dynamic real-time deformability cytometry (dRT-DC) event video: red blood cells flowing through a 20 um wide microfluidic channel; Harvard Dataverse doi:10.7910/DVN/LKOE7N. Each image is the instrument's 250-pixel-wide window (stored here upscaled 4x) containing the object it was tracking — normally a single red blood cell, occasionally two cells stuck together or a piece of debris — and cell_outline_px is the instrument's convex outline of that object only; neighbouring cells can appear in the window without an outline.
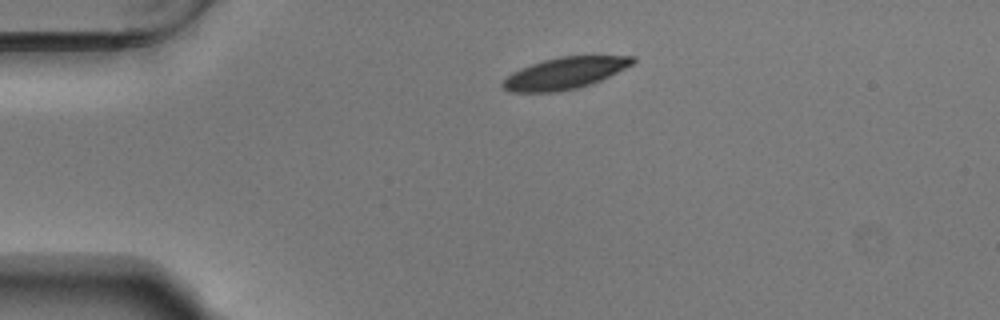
{"species": "Egyptian fruit bat (a non-hibernating species)", "species_latin": "Rousettus aegyptiacus", "temperature_condition": "warm", "stored_images_in_passage": 44, "camera_frame_rate_fps": 3000, "um_per_image_px": 0.085, "animal": {"sex": "male"}, "frame": {"image": 1, "passage_image": 1, "time_ms": 0.0, "image_size_px": [1000, 320], "cell_outline_px": [[636, 60], [632, 64], [592, 84], [576, 88], [556, 92], [512, 92], [504, 88], [500, 84], [512, 72], [520, 68], [544, 60], [560, 56], [636, 56]], "centroid_in_image_um": [47.99, 6.22], "position_along_channel_um": 37.0, "area_um2": 23.7}}
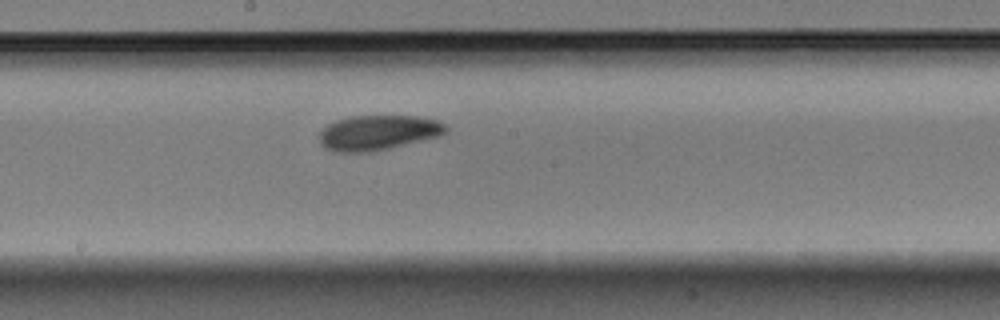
{"frame": {"image": 2, "passage_image": 19, "time_ms": 6.0, "image_size_px": [1000, 320], "cell_outline_px": [[448, 128], [440, 136], [372, 152], [332, 152], [324, 148], [320, 144], [320, 132], [328, 124], [336, 120], [352, 116], [416, 116], [436, 120], [444, 124]], "centroid_in_image_um": [32.1, 11.28], "position_along_channel_um": 216.1, "area_um2": 25.72}}
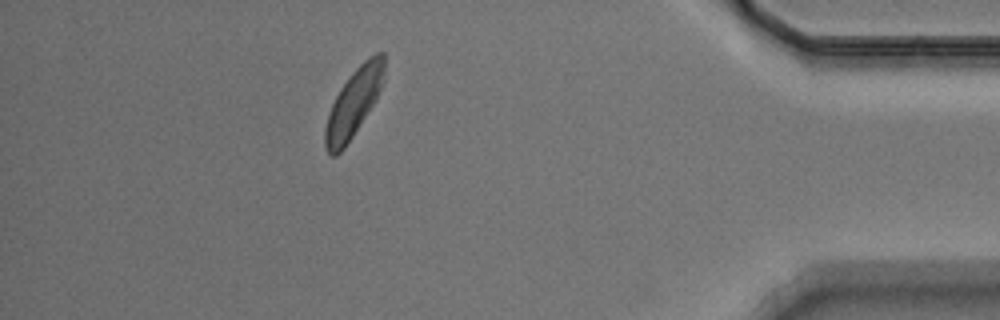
{"frame": {"image": 3, "passage_image": 38, "time_ms": 12.333, "image_size_px": [1000, 320], "cell_outline_px": [[384, 80], [376, 100], [344, 148], [336, 156], [332, 156], [328, 152], [324, 144], [324, 128], [332, 104], [340, 88], [352, 72], [368, 56], [376, 52], [384, 52]], "centroid_in_image_um": [30.07, 8.72], "position_along_channel_um": 405.1, "area_um2": 23.18}, "authors_computed_cell_mechanics": {"area_um2": 24.7384, "velocity_mm_per_s": 3.6671, "shape_relaxation_time_tau1_ms": 4.1992, "shape_relaxation_time_tau2_ms": null, "deformation_change_tau1": 0.131, "deformation_change_tau2": null}}